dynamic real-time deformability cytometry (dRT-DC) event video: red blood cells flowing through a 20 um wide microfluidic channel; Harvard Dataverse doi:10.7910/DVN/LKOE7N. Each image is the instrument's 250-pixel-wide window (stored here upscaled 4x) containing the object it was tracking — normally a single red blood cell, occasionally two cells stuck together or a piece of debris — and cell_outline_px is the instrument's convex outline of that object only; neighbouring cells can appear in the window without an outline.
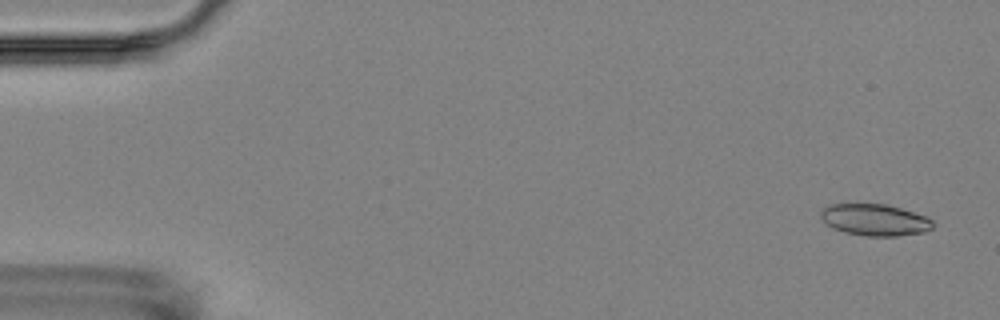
{"species": "Egyptian fruit bat (a non-hibernating species)", "species_latin": "Rousettus aegyptiacus", "temperature_condition": "room temperature", "stored_images_in_passage": 6, "camera_frame_rate_fps": 3000, "um_per_image_px": 0.085, "animal": {"sex": "female"}, "frame": {"image": 1, "passage_image": 1, "time_ms": 0.0, "image_size_px": [1000, 320], "cell_outline_px": [[932, 228], [924, 232], [896, 236], [864, 236], [844, 232], [832, 228], [824, 224], [820, 216], [820, 212], [824, 208], [832, 204], [884, 204], [900, 208], [924, 216], [932, 220]], "centroid_in_image_um": [74.3, 18.7], "position_along_channel_um": 10.7, "area_um2": 20.58}}